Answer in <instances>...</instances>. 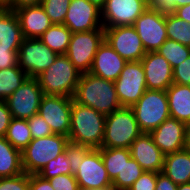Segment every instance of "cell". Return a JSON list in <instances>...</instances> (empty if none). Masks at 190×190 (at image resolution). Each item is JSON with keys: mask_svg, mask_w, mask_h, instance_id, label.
<instances>
[{"mask_svg": "<svg viewBox=\"0 0 190 190\" xmlns=\"http://www.w3.org/2000/svg\"><path fill=\"white\" fill-rule=\"evenodd\" d=\"M147 89L166 91L173 84V68L157 51L147 52L141 59Z\"/></svg>", "mask_w": 190, "mask_h": 190, "instance_id": "cell-18", "label": "cell"}, {"mask_svg": "<svg viewBox=\"0 0 190 190\" xmlns=\"http://www.w3.org/2000/svg\"><path fill=\"white\" fill-rule=\"evenodd\" d=\"M28 78V75L18 66L0 70V101L6 100Z\"/></svg>", "mask_w": 190, "mask_h": 190, "instance_id": "cell-28", "label": "cell"}, {"mask_svg": "<svg viewBox=\"0 0 190 190\" xmlns=\"http://www.w3.org/2000/svg\"><path fill=\"white\" fill-rule=\"evenodd\" d=\"M157 172L144 171L128 190H155Z\"/></svg>", "mask_w": 190, "mask_h": 190, "instance_id": "cell-39", "label": "cell"}, {"mask_svg": "<svg viewBox=\"0 0 190 190\" xmlns=\"http://www.w3.org/2000/svg\"><path fill=\"white\" fill-rule=\"evenodd\" d=\"M71 0H43L41 6L53 24H63Z\"/></svg>", "mask_w": 190, "mask_h": 190, "instance_id": "cell-34", "label": "cell"}, {"mask_svg": "<svg viewBox=\"0 0 190 190\" xmlns=\"http://www.w3.org/2000/svg\"><path fill=\"white\" fill-rule=\"evenodd\" d=\"M11 119L12 115L6 102L0 101V137H5Z\"/></svg>", "mask_w": 190, "mask_h": 190, "instance_id": "cell-43", "label": "cell"}, {"mask_svg": "<svg viewBox=\"0 0 190 190\" xmlns=\"http://www.w3.org/2000/svg\"><path fill=\"white\" fill-rule=\"evenodd\" d=\"M69 143L67 136L59 134L32 139L21 151L23 171L29 175L38 174L50 160L65 152Z\"/></svg>", "mask_w": 190, "mask_h": 190, "instance_id": "cell-4", "label": "cell"}, {"mask_svg": "<svg viewBox=\"0 0 190 190\" xmlns=\"http://www.w3.org/2000/svg\"><path fill=\"white\" fill-rule=\"evenodd\" d=\"M114 85L122 107H132L136 104L147 90L141 61L127 62Z\"/></svg>", "mask_w": 190, "mask_h": 190, "instance_id": "cell-10", "label": "cell"}, {"mask_svg": "<svg viewBox=\"0 0 190 190\" xmlns=\"http://www.w3.org/2000/svg\"><path fill=\"white\" fill-rule=\"evenodd\" d=\"M63 24L72 33L104 29L101 9L88 0H71Z\"/></svg>", "mask_w": 190, "mask_h": 190, "instance_id": "cell-17", "label": "cell"}, {"mask_svg": "<svg viewBox=\"0 0 190 190\" xmlns=\"http://www.w3.org/2000/svg\"><path fill=\"white\" fill-rule=\"evenodd\" d=\"M27 121L33 139L53 134L48 123L39 114H35L33 117L27 119Z\"/></svg>", "mask_w": 190, "mask_h": 190, "instance_id": "cell-37", "label": "cell"}, {"mask_svg": "<svg viewBox=\"0 0 190 190\" xmlns=\"http://www.w3.org/2000/svg\"><path fill=\"white\" fill-rule=\"evenodd\" d=\"M131 157L145 170L160 173L165 154L154 143L149 133H141L129 148Z\"/></svg>", "mask_w": 190, "mask_h": 190, "instance_id": "cell-19", "label": "cell"}, {"mask_svg": "<svg viewBox=\"0 0 190 190\" xmlns=\"http://www.w3.org/2000/svg\"><path fill=\"white\" fill-rule=\"evenodd\" d=\"M145 170L132 157L125 160L121 173L112 181L116 190H128Z\"/></svg>", "mask_w": 190, "mask_h": 190, "instance_id": "cell-31", "label": "cell"}, {"mask_svg": "<svg viewBox=\"0 0 190 190\" xmlns=\"http://www.w3.org/2000/svg\"><path fill=\"white\" fill-rule=\"evenodd\" d=\"M72 32L64 24H52L39 39L57 54H65Z\"/></svg>", "mask_w": 190, "mask_h": 190, "instance_id": "cell-26", "label": "cell"}, {"mask_svg": "<svg viewBox=\"0 0 190 190\" xmlns=\"http://www.w3.org/2000/svg\"><path fill=\"white\" fill-rule=\"evenodd\" d=\"M175 15L190 24V4L178 7Z\"/></svg>", "mask_w": 190, "mask_h": 190, "instance_id": "cell-45", "label": "cell"}, {"mask_svg": "<svg viewBox=\"0 0 190 190\" xmlns=\"http://www.w3.org/2000/svg\"><path fill=\"white\" fill-rule=\"evenodd\" d=\"M177 190H190V183L179 184Z\"/></svg>", "mask_w": 190, "mask_h": 190, "instance_id": "cell-51", "label": "cell"}, {"mask_svg": "<svg viewBox=\"0 0 190 190\" xmlns=\"http://www.w3.org/2000/svg\"><path fill=\"white\" fill-rule=\"evenodd\" d=\"M80 190H101L112 187L99 149H91L74 174Z\"/></svg>", "mask_w": 190, "mask_h": 190, "instance_id": "cell-14", "label": "cell"}, {"mask_svg": "<svg viewBox=\"0 0 190 190\" xmlns=\"http://www.w3.org/2000/svg\"><path fill=\"white\" fill-rule=\"evenodd\" d=\"M43 96L38 80L28 77L24 83L13 92L6 100L12 118L29 119L38 114L40 101Z\"/></svg>", "mask_w": 190, "mask_h": 190, "instance_id": "cell-11", "label": "cell"}, {"mask_svg": "<svg viewBox=\"0 0 190 190\" xmlns=\"http://www.w3.org/2000/svg\"><path fill=\"white\" fill-rule=\"evenodd\" d=\"M167 37L190 47V24L175 14L165 16Z\"/></svg>", "mask_w": 190, "mask_h": 190, "instance_id": "cell-30", "label": "cell"}, {"mask_svg": "<svg viewBox=\"0 0 190 190\" xmlns=\"http://www.w3.org/2000/svg\"><path fill=\"white\" fill-rule=\"evenodd\" d=\"M14 0H0V9H10L13 10Z\"/></svg>", "mask_w": 190, "mask_h": 190, "instance_id": "cell-48", "label": "cell"}, {"mask_svg": "<svg viewBox=\"0 0 190 190\" xmlns=\"http://www.w3.org/2000/svg\"><path fill=\"white\" fill-rule=\"evenodd\" d=\"M141 38L146 52H155L168 39L165 16L146 9L132 25Z\"/></svg>", "mask_w": 190, "mask_h": 190, "instance_id": "cell-16", "label": "cell"}, {"mask_svg": "<svg viewBox=\"0 0 190 190\" xmlns=\"http://www.w3.org/2000/svg\"><path fill=\"white\" fill-rule=\"evenodd\" d=\"M162 173L177 185L190 183V149L166 154Z\"/></svg>", "mask_w": 190, "mask_h": 190, "instance_id": "cell-23", "label": "cell"}, {"mask_svg": "<svg viewBox=\"0 0 190 190\" xmlns=\"http://www.w3.org/2000/svg\"><path fill=\"white\" fill-rule=\"evenodd\" d=\"M173 1H174V5L176 6V8L183 6V5L190 4V0H173Z\"/></svg>", "mask_w": 190, "mask_h": 190, "instance_id": "cell-50", "label": "cell"}, {"mask_svg": "<svg viewBox=\"0 0 190 190\" xmlns=\"http://www.w3.org/2000/svg\"><path fill=\"white\" fill-rule=\"evenodd\" d=\"M88 1L92 4H95L100 9H102L106 3V0H88Z\"/></svg>", "mask_w": 190, "mask_h": 190, "instance_id": "cell-49", "label": "cell"}, {"mask_svg": "<svg viewBox=\"0 0 190 190\" xmlns=\"http://www.w3.org/2000/svg\"><path fill=\"white\" fill-rule=\"evenodd\" d=\"M157 52L174 68L190 56V47L182 45L177 41L167 39Z\"/></svg>", "mask_w": 190, "mask_h": 190, "instance_id": "cell-32", "label": "cell"}, {"mask_svg": "<svg viewBox=\"0 0 190 190\" xmlns=\"http://www.w3.org/2000/svg\"><path fill=\"white\" fill-rule=\"evenodd\" d=\"M73 100L104 115H109L122 107L114 82L94 76L89 72L81 74Z\"/></svg>", "mask_w": 190, "mask_h": 190, "instance_id": "cell-1", "label": "cell"}, {"mask_svg": "<svg viewBox=\"0 0 190 190\" xmlns=\"http://www.w3.org/2000/svg\"><path fill=\"white\" fill-rule=\"evenodd\" d=\"M131 107H121L106 115L102 146L104 148L129 149L131 143L141 134Z\"/></svg>", "mask_w": 190, "mask_h": 190, "instance_id": "cell-5", "label": "cell"}, {"mask_svg": "<svg viewBox=\"0 0 190 190\" xmlns=\"http://www.w3.org/2000/svg\"><path fill=\"white\" fill-rule=\"evenodd\" d=\"M72 97L43 95L38 114L48 123L53 134L69 136Z\"/></svg>", "mask_w": 190, "mask_h": 190, "instance_id": "cell-12", "label": "cell"}, {"mask_svg": "<svg viewBox=\"0 0 190 190\" xmlns=\"http://www.w3.org/2000/svg\"><path fill=\"white\" fill-rule=\"evenodd\" d=\"M173 83L190 86V56L173 68Z\"/></svg>", "mask_w": 190, "mask_h": 190, "instance_id": "cell-40", "label": "cell"}, {"mask_svg": "<svg viewBox=\"0 0 190 190\" xmlns=\"http://www.w3.org/2000/svg\"><path fill=\"white\" fill-rule=\"evenodd\" d=\"M170 117L185 124L190 121V86L173 83L167 90Z\"/></svg>", "mask_w": 190, "mask_h": 190, "instance_id": "cell-24", "label": "cell"}, {"mask_svg": "<svg viewBox=\"0 0 190 190\" xmlns=\"http://www.w3.org/2000/svg\"><path fill=\"white\" fill-rule=\"evenodd\" d=\"M0 190H29V174L0 178Z\"/></svg>", "mask_w": 190, "mask_h": 190, "instance_id": "cell-36", "label": "cell"}, {"mask_svg": "<svg viewBox=\"0 0 190 190\" xmlns=\"http://www.w3.org/2000/svg\"><path fill=\"white\" fill-rule=\"evenodd\" d=\"M177 188L178 185L175 184L164 173L160 172L157 174L155 190H177Z\"/></svg>", "mask_w": 190, "mask_h": 190, "instance_id": "cell-44", "label": "cell"}, {"mask_svg": "<svg viewBox=\"0 0 190 190\" xmlns=\"http://www.w3.org/2000/svg\"><path fill=\"white\" fill-rule=\"evenodd\" d=\"M5 138L14 148L24 150L33 139L27 119L12 118Z\"/></svg>", "mask_w": 190, "mask_h": 190, "instance_id": "cell-29", "label": "cell"}, {"mask_svg": "<svg viewBox=\"0 0 190 190\" xmlns=\"http://www.w3.org/2000/svg\"><path fill=\"white\" fill-rule=\"evenodd\" d=\"M101 190H116V189L113 188V187H110V188H107V189H101Z\"/></svg>", "mask_w": 190, "mask_h": 190, "instance_id": "cell-52", "label": "cell"}, {"mask_svg": "<svg viewBox=\"0 0 190 190\" xmlns=\"http://www.w3.org/2000/svg\"><path fill=\"white\" fill-rule=\"evenodd\" d=\"M131 108L142 133H150L170 117L167 93L163 90L147 89Z\"/></svg>", "mask_w": 190, "mask_h": 190, "instance_id": "cell-6", "label": "cell"}, {"mask_svg": "<svg viewBox=\"0 0 190 190\" xmlns=\"http://www.w3.org/2000/svg\"><path fill=\"white\" fill-rule=\"evenodd\" d=\"M58 55L39 38H24L17 53L18 66L28 77L35 78L53 64Z\"/></svg>", "mask_w": 190, "mask_h": 190, "instance_id": "cell-9", "label": "cell"}, {"mask_svg": "<svg viewBox=\"0 0 190 190\" xmlns=\"http://www.w3.org/2000/svg\"><path fill=\"white\" fill-rule=\"evenodd\" d=\"M71 160L66 156V152L58 155L56 159L50 160L38 173L45 179H50L60 174H72L70 170Z\"/></svg>", "mask_w": 190, "mask_h": 190, "instance_id": "cell-33", "label": "cell"}, {"mask_svg": "<svg viewBox=\"0 0 190 190\" xmlns=\"http://www.w3.org/2000/svg\"><path fill=\"white\" fill-rule=\"evenodd\" d=\"M147 9L167 16L175 14L177 8L173 0H147Z\"/></svg>", "mask_w": 190, "mask_h": 190, "instance_id": "cell-41", "label": "cell"}, {"mask_svg": "<svg viewBox=\"0 0 190 190\" xmlns=\"http://www.w3.org/2000/svg\"><path fill=\"white\" fill-rule=\"evenodd\" d=\"M24 36L14 10L0 9V70L18 64L17 53Z\"/></svg>", "mask_w": 190, "mask_h": 190, "instance_id": "cell-7", "label": "cell"}, {"mask_svg": "<svg viewBox=\"0 0 190 190\" xmlns=\"http://www.w3.org/2000/svg\"><path fill=\"white\" fill-rule=\"evenodd\" d=\"M24 38H39L53 23L41 5L15 10Z\"/></svg>", "mask_w": 190, "mask_h": 190, "instance_id": "cell-22", "label": "cell"}, {"mask_svg": "<svg viewBox=\"0 0 190 190\" xmlns=\"http://www.w3.org/2000/svg\"><path fill=\"white\" fill-rule=\"evenodd\" d=\"M127 61L105 40L98 47L89 73L105 80L116 81Z\"/></svg>", "mask_w": 190, "mask_h": 190, "instance_id": "cell-21", "label": "cell"}, {"mask_svg": "<svg viewBox=\"0 0 190 190\" xmlns=\"http://www.w3.org/2000/svg\"><path fill=\"white\" fill-rule=\"evenodd\" d=\"M147 9V0H106L101 9L103 27L131 26Z\"/></svg>", "mask_w": 190, "mask_h": 190, "instance_id": "cell-15", "label": "cell"}, {"mask_svg": "<svg viewBox=\"0 0 190 190\" xmlns=\"http://www.w3.org/2000/svg\"><path fill=\"white\" fill-rule=\"evenodd\" d=\"M29 190H54L49 182V179H45L38 174L29 175Z\"/></svg>", "mask_w": 190, "mask_h": 190, "instance_id": "cell-42", "label": "cell"}, {"mask_svg": "<svg viewBox=\"0 0 190 190\" xmlns=\"http://www.w3.org/2000/svg\"><path fill=\"white\" fill-rule=\"evenodd\" d=\"M91 150V148L69 143L65 149L66 156L71 160L70 170L74 175L78 169L79 165L82 162L84 156Z\"/></svg>", "mask_w": 190, "mask_h": 190, "instance_id": "cell-35", "label": "cell"}, {"mask_svg": "<svg viewBox=\"0 0 190 190\" xmlns=\"http://www.w3.org/2000/svg\"><path fill=\"white\" fill-rule=\"evenodd\" d=\"M185 147L190 149V121L185 124Z\"/></svg>", "mask_w": 190, "mask_h": 190, "instance_id": "cell-47", "label": "cell"}, {"mask_svg": "<svg viewBox=\"0 0 190 190\" xmlns=\"http://www.w3.org/2000/svg\"><path fill=\"white\" fill-rule=\"evenodd\" d=\"M22 173L21 151L14 148L5 137H0V178Z\"/></svg>", "mask_w": 190, "mask_h": 190, "instance_id": "cell-25", "label": "cell"}, {"mask_svg": "<svg viewBox=\"0 0 190 190\" xmlns=\"http://www.w3.org/2000/svg\"><path fill=\"white\" fill-rule=\"evenodd\" d=\"M43 0H14L13 10L15 11L18 8H23L26 6H36L41 5Z\"/></svg>", "mask_w": 190, "mask_h": 190, "instance_id": "cell-46", "label": "cell"}, {"mask_svg": "<svg viewBox=\"0 0 190 190\" xmlns=\"http://www.w3.org/2000/svg\"><path fill=\"white\" fill-rule=\"evenodd\" d=\"M102 161L111 181H113L118 173H121L125 160L131 158L130 150L125 148H99Z\"/></svg>", "mask_w": 190, "mask_h": 190, "instance_id": "cell-27", "label": "cell"}, {"mask_svg": "<svg viewBox=\"0 0 190 190\" xmlns=\"http://www.w3.org/2000/svg\"><path fill=\"white\" fill-rule=\"evenodd\" d=\"M104 40L127 62L141 61L147 53L132 25L104 27Z\"/></svg>", "mask_w": 190, "mask_h": 190, "instance_id": "cell-13", "label": "cell"}, {"mask_svg": "<svg viewBox=\"0 0 190 190\" xmlns=\"http://www.w3.org/2000/svg\"><path fill=\"white\" fill-rule=\"evenodd\" d=\"M81 74L65 54H59L55 62L35 78L43 95L73 98Z\"/></svg>", "mask_w": 190, "mask_h": 190, "instance_id": "cell-3", "label": "cell"}, {"mask_svg": "<svg viewBox=\"0 0 190 190\" xmlns=\"http://www.w3.org/2000/svg\"><path fill=\"white\" fill-rule=\"evenodd\" d=\"M154 143L166 155L185 147V123L169 117L149 133Z\"/></svg>", "mask_w": 190, "mask_h": 190, "instance_id": "cell-20", "label": "cell"}, {"mask_svg": "<svg viewBox=\"0 0 190 190\" xmlns=\"http://www.w3.org/2000/svg\"><path fill=\"white\" fill-rule=\"evenodd\" d=\"M105 123L106 115L73 100L68 136L70 143L99 149L104 138Z\"/></svg>", "mask_w": 190, "mask_h": 190, "instance_id": "cell-2", "label": "cell"}, {"mask_svg": "<svg viewBox=\"0 0 190 190\" xmlns=\"http://www.w3.org/2000/svg\"><path fill=\"white\" fill-rule=\"evenodd\" d=\"M54 190H80L73 174H60L49 179Z\"/></svg>", "mask_w": 190, "mask_h": 190, "instance_id": "cell-38", "label": "cell"}, {"mask_svg": "<svg viewBox=\"0 0 190 190\" xmlns=\"http://www.w3.org/2000/svg\"><path fill=\"white\" fill-rule=\"evenodd\" d=\"M104 41V29L74 32L65 55L83 74L91 69L98 47Z\"/></svg>", "mask_w": 190, "mask_h": 190, "instance_id": "cell-8", "label": "cell"}]
</instances>
